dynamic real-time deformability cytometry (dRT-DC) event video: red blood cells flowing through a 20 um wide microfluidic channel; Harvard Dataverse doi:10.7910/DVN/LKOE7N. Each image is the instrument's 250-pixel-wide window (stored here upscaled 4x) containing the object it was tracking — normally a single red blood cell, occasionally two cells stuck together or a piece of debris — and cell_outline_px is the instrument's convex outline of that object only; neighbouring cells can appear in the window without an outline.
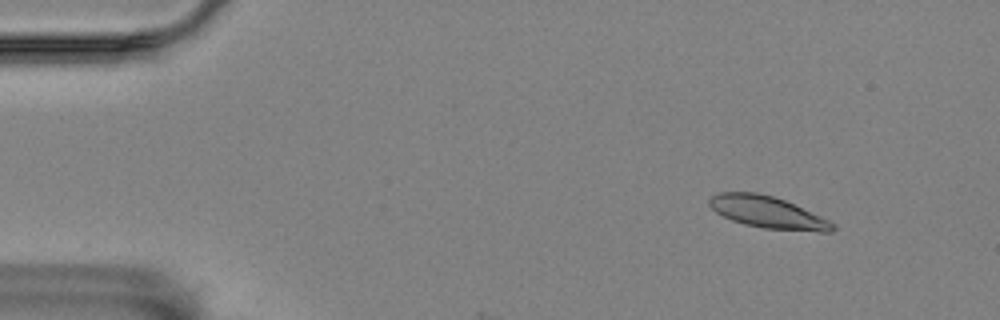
{"species": "Egyptian fruit bat (a non-hibernating species)", "species_latin": "Rousettus aegyptiacus", "temperature_condition": "room temperature", "stored_images_in_passage": 4, "camera_frame_rate_fps": 3000, "um_per_image_px": 0.085, "animal": {"sex": "female"}, "frame": {"image": 1, "passage_image": 2, "time_ms": 0.333, "image_size_px": [1000, 320], "cell_outline_px": [[836, 228], [832, 232], [820, 232], [764, 228], [744, 224], [732, 220], [716, 212], [708, 204], [708, 200], [712, 196], [720, 192], [756, 192], [772, 196], [784, 200], [820, 216], [836, 224]], "centroid_in_image_um": [65.26, 18.05], "position_along_channel_um": 19.7, "area_um2": 22.72}}